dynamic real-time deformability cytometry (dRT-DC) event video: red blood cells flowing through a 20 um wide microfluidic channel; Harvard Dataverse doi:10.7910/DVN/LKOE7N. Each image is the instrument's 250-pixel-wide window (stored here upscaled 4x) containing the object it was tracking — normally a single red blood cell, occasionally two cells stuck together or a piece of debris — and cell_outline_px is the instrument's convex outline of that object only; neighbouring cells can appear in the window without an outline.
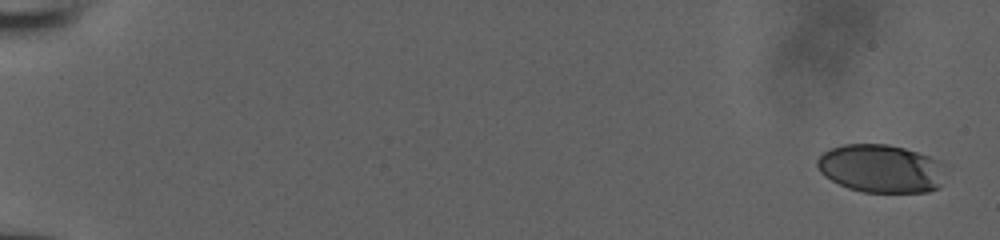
{"species": "human", "species_latin": "Homo sapiens", "temperature_condition": "room temperature", "stored_images_in_passage": 8, "camera_frame_rate_fps": 3000, "um_per_image_px": 0.085, "donor": {"sex": "male"}, "frame": {"image": 1, "passage_image": 1, "time_ms": 0.0, "image_size_px": [1000, 240], "cell_outline_px": [[944, 164], [940, 188], [928, 192], [864, 192], [848, 188], [824, 176], [820, 172], [816, 164], [816, 160], [828, 148], [844, 144], [888, 144], [904, 148], [940, 160]], "centroid_in_image_um": [74.87, 14.32], "position_along_channel_um": 10.1, "area_um2": 36.13}}